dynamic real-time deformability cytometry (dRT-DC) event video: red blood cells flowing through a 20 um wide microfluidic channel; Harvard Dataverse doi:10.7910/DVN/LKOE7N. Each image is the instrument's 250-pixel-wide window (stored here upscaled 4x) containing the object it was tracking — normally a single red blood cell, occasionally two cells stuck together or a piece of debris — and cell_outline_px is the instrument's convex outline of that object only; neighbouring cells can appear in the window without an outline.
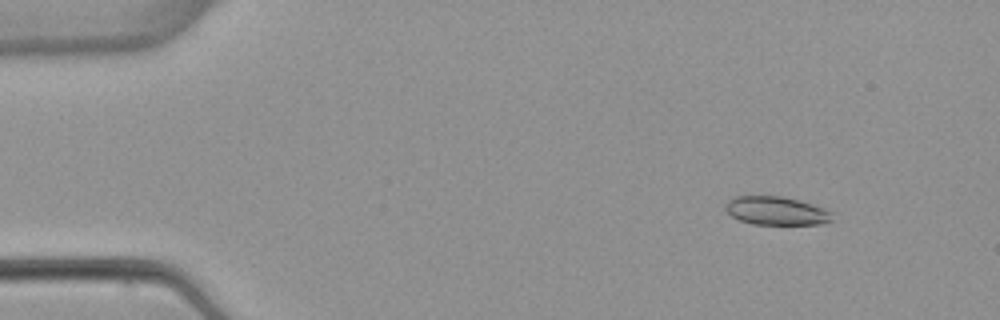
{"species": "common noctule bat (a hibernating species)", "species_latin": "Nyctalus noctula", "temperature_condition": "warm", "stored_images_in_passage": 6, "camera_frame_rate_fps": 3000, "um_per_image_px": 0.085, "animal": {"sex": "female", "body_mass_g": 22.7, "forearm_length_mm": 54.2}, "frame": {"image": 1, "passage_image": 1, "time_ms": 0.0, "image_size_px": [1000, 320], "cell_outline_px": [[832, 220], [820, 224], [752, 224], [740, 220], [732, 216], [724, 208], [724, 204], [728, 200], [736, 196], [780, 196], [800, 200], [824, 208], [832, 212]], "centroid_in_image_um": [65.97, 17.91], "position_along_channel_um": 19.0, "area_um2": 17.69}}
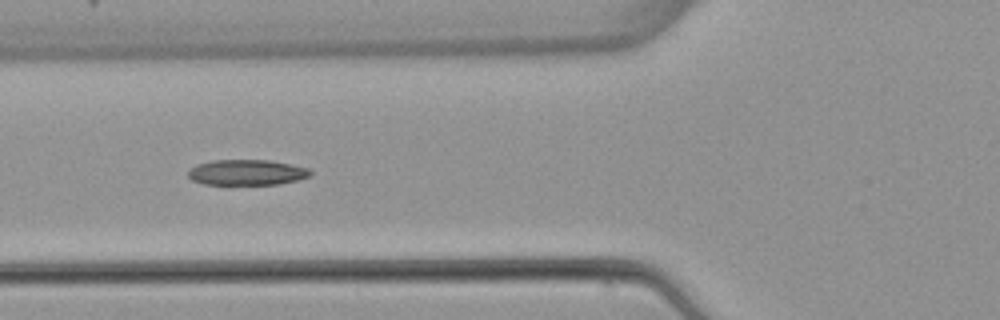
{"frame": {"image": 2, "passage_image": 5, "time_ms": 4.667, "image_size_px": [1000, 320], "cell_outline_px": [[312, 172], [308, 176], [296, 180], [280, 184], [228, 188], [204, 184], [192, 180], [188, 176], [188, 172], [196, 164], [212, 160], [268, 160], [292, 164], [308, 168]], "centroid_in_image_um": [20.92, 14.71], "position_along_channel_um": 104.9, "area_um2": 19.19}}
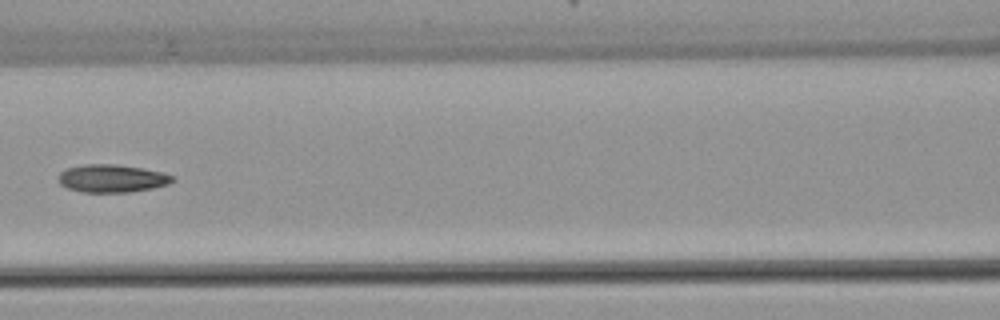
{"frame": {"image": 3, "passage_image": 6, "time_ms": 6.0, "image_size_px": [1000, 320], "cell_outline_px": [[176, 176], [168, 184], [152, 188], [128, 192], [84, 192], [68, 188], [60, 184], [56, 180], [60, 172], [64, 168], [84, 164], [116, 164], [164, 172]], "centroid_in_image_um": [9.48, 15.15], "position_along_channel_um": 157.1, "area_um2": 18.61}}